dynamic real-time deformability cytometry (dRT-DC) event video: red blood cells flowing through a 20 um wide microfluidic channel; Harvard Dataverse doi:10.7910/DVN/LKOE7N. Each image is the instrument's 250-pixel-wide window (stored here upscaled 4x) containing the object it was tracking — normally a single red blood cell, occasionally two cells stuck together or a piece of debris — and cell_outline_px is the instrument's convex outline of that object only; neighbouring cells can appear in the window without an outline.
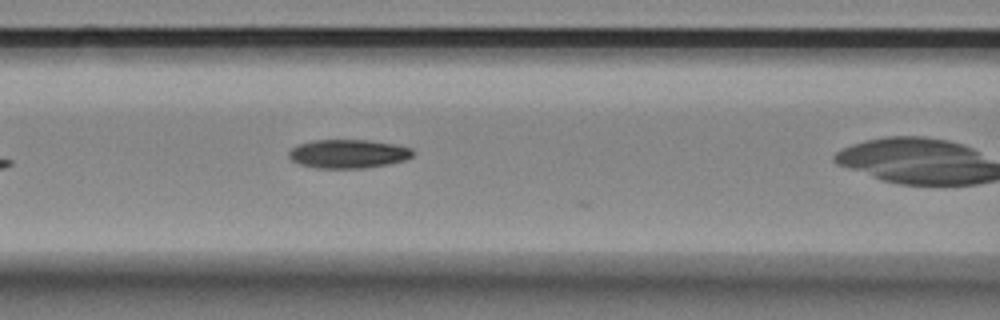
{"species": "Egyptian fruit bat (a non-hibernating species)", "species_latin": "Rousettus aegyptiacus", "temperature_condition": "room temperature", "stored_images_in_passage": 8, "camera_frame_rate_fps": 3000, "um_per_image_px": 0.085, "animal": {"sex": "female"}, "frame": {"image": 1, "passage_image": 7, "time_ms": 2.0, "image_size_px": [1000, 320], "cell_outline_px": [[412, 156], [404, 160], [388, 164], [360, 168], [316, 168], [300, 164], [292, 160], [288, 156], [288, 152], [296, 144], [312, 140], [368, 140], [392, 144], [412, 148]], "centroid_in_image_um": [29.54, 13.07], "position_along_channel_um": 137.1, "area_um2": 20.63}}